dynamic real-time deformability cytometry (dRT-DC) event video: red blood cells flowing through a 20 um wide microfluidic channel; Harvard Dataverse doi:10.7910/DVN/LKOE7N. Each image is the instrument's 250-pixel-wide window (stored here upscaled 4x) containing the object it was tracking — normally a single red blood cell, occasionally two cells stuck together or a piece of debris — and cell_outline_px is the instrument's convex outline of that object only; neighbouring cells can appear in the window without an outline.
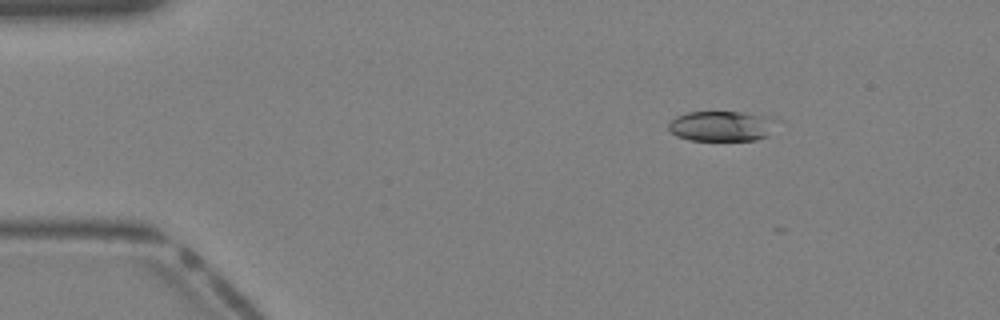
{"species": "Egyptian fruit bat (a non-hibernating species)", "species_latin": "Rousettus aegyptiacus", "temperature_condition": "warm", "stored_images_in_passage": 6, "camera_frame_rate_fps": 3000, "um_per_image_px": 0.085, "animal": {"sex": "female"}, "frame": {"image": 1, "passage_image": 1, "time_ms": 0.0, "image_size_px": [1000, 320], "cell_outline_px": [[780, 120], [768, 136], [756, 140], [688, 140], [676, 136], [668, 128], [668, 124], [676, 116], [688, 112], [740, 112], [776, 116]], "centroid_in_image_um": [61.42, 10.71], "position_along_channel_um": 23.6, "area_um2": 19.48}}